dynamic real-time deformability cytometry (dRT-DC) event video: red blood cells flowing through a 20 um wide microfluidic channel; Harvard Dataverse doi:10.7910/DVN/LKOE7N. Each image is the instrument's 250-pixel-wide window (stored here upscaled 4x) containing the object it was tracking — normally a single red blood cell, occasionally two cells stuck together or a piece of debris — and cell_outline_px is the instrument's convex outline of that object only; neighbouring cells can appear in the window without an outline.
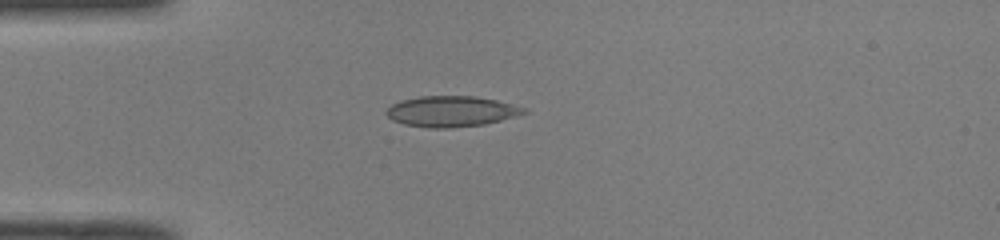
{"species": "common noctule bat (a hibernating species)", "species_latin": "Nyctalus noctula", "temperature_condition": "room temperature", "stored_images_in_passage": 37, "camera_frame_rate_fps": 3000, "um_per_image_px": 0.085, "animal": {"sex": "male", "body_mass_g": 19.0, "forearm_length_mm": 50.8}, "frame": {"image": 1, "passage_image": 1, "time_ms": 0.0, "image_size_px": [1000, 240], "cell_outline_px": [[528, 112], [516, 116], [484, 124], [448, 128], [428, 128], [404, 124], [392, 120], [384, 112], [392, 104], [400, 100], [420, 96], [476, 96], [496, 100], [528, 108]], "centroid_in_image_um": [38.36, 9.46], "position_along_channel_um": 46.6, "area_um2": 24.68}}
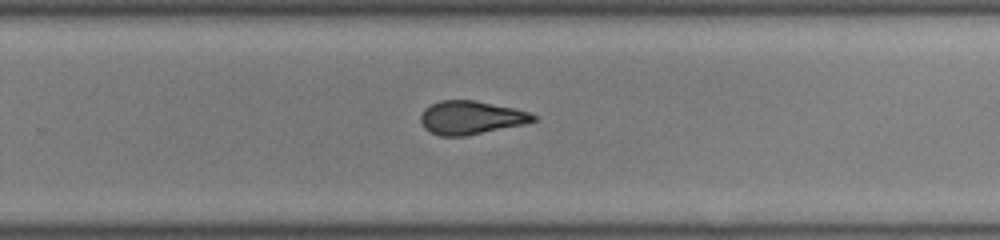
{"frame": {"image": 2, "passage_image": 20, "time_ms": 6.333, "image_size_px": [1000, 240], "cell_outline_px": [[540, 120], [524, 124], [464, 136], [440, 136], [428, 132], [424, 128], [420, 120], [420, 116], [424, 108], [440, 100], [472, 100], [512, 108], [528, 112], [540, 116]], "centroid_in_image_um": [40.03, 10.0], "position_along_channel_um": 289.8, "area_um2": 21.96}}
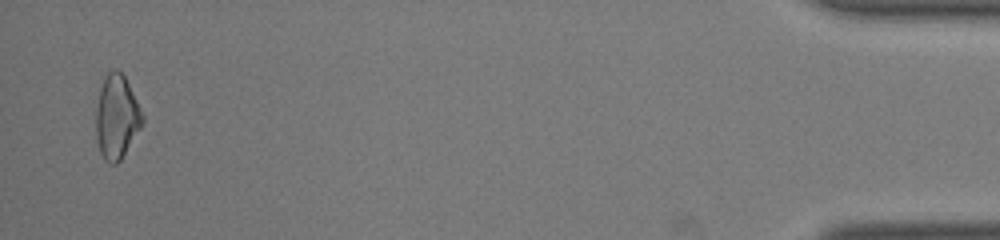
{"frame": {"image": 3, "passage_image": 36, "time_ms": 11.667, "image_size_px": [1000, 240], "cell_outline_px": [[144, 120], [140, 128], [120, 160], [116, 164], [112, 164], [104, 160], [100, 152], [96, 140], [96, 108], [100, 88], [104, 76], [112, 68], [116, 68], [124, 76], [144, 116]], "centroid_in_image_um": [9.89, 9.93], "position_along_channel_um": 425.3, "area_um2": 22.54}, "authors_computed_cell_mechanics": {"area_um2": 22.3686, "velocity_mm_per_s": 4.1101, "shape_relaxation_time_tau1_ms": null, "shape_relaxation_time_tau2_ms": 1.625, "deformation_change_tau1": null, "deformation_change_tau2": 0.0852}}